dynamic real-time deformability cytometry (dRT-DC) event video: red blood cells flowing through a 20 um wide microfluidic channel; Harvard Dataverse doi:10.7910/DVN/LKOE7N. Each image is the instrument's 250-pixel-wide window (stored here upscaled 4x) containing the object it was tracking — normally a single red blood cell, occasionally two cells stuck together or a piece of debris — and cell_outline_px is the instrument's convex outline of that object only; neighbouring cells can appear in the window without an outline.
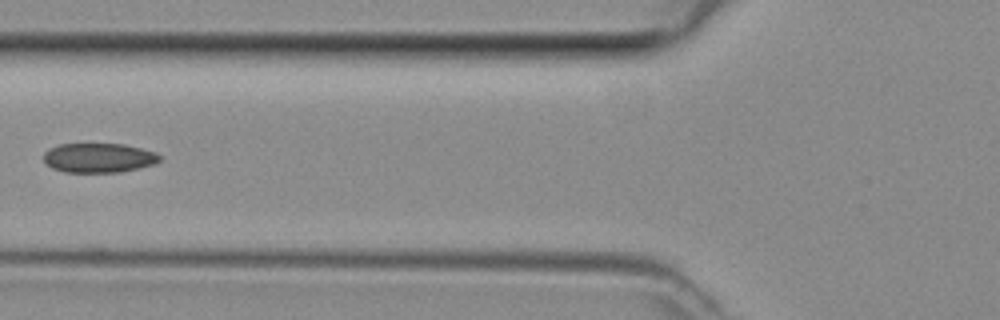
{"species": "common noctule bat (a hibernating species)", "species_latin": "Nyctalus noctula", "temperature_condition": "room temperature", "stored_images_in_passage": 3, "segment_of_instrument_passage": [1, 2], "camera_frame_rate_fps": 3000, "um_per_image_px": 0.085, "animal": {"sex": "female", "body_mass_g": 29.2, "forearm_length_mm": 56.3}, "frame": {"image": 1, "passage_image": 2, "time_ms": 0.333, "image_size_px": [1000, 320], "cell_outline_px": [[160, 160], [152, 164], [140, 168], [120, 172], [64, 172], [52, 168], [44, 164], [44, 152], [48, 148], [60, 144], [124, 144], [156, 152], [160, 156]], "centroid_in_image_um": [8.35, 13.42], "position_along_channel_um": 117.4, "area_um2": 20.0}}